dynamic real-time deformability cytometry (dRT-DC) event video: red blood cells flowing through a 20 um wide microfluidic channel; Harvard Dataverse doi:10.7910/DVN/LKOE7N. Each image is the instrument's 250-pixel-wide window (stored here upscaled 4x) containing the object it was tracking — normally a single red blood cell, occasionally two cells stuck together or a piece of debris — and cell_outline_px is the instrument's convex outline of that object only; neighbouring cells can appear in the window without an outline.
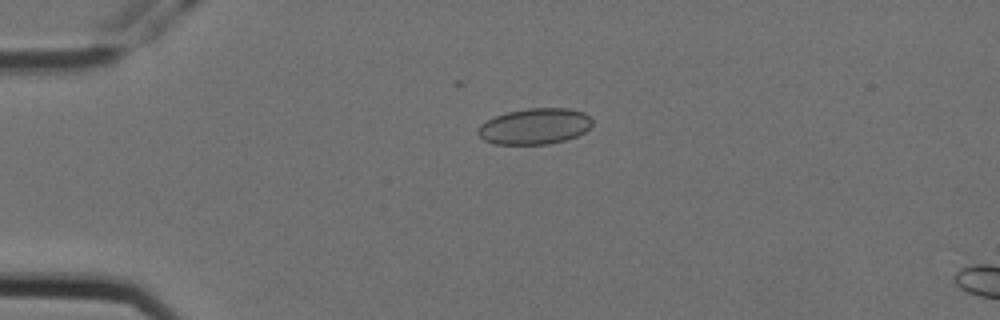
{"species": "Egyptian fruit bat (a non-hibernating species)", "species_latin": "Rousettus aegyptiacus", "temperature_condition": "cold", "stored_images_in_passage": 5, "camera_frame_rate_fps": 3000, "um_per_image_px": 0.085, "animal": {"sex": "female"}, "frame": {"image": 1, "passage_image": 4, "time_ms": 1.0, "image_size_px": [1000, 320], "cell_outline_px": [[592, 124], [584, 132], [576, 136], [564, 140], [548, 144], [496, 144], [484, 140], [476, 132], [480, 124], [496, 116], [508, 112], [528, 108], [568, 108], [584, 112], [592, 120]], "centroid_in_image_um": [45.45, 10.73], "position_along_channel_um": 39.6, "area_um2": 23.81}}